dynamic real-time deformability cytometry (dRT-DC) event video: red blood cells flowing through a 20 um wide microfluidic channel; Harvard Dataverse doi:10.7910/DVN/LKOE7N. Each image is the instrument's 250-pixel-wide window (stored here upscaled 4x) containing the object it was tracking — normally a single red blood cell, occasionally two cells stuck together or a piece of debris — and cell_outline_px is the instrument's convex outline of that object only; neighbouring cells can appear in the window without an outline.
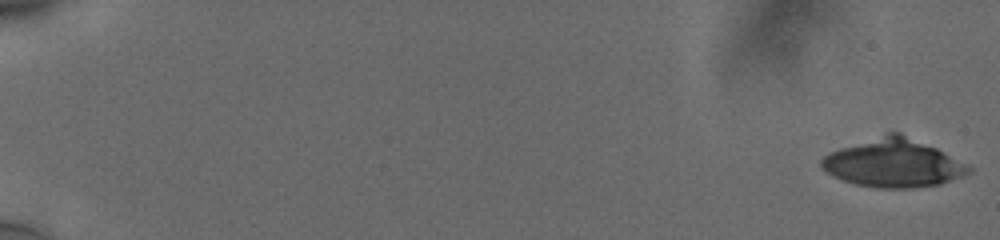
{"species": "human", "species_latin": "Homo sapiens", "temperature_condition": "cold", "stored_images_in_passage": 57, "camera_frame_rate_fps": 3000, "um_per_image_px": 0.085, "donor": {"sex": "male"}, "frame": {"image": 1, "passage_image": 1, "time_ms": 0.0, "image_size_px": [1000, 240], "cell_outline_px": [[972, 172], [964, 176], [940, 184], [912, 188], [872, 188], [840, 180], [832, 176], [820, 164], [820, 160], [824, 156], [840, 148], [888, 132], [900, 132], [936, 148], [968, 164], [972, 168]], "centroid_in_image_um": [75.95, 13.87], "position_along_channel_um": 9.0, "area_um2": 41.38}}
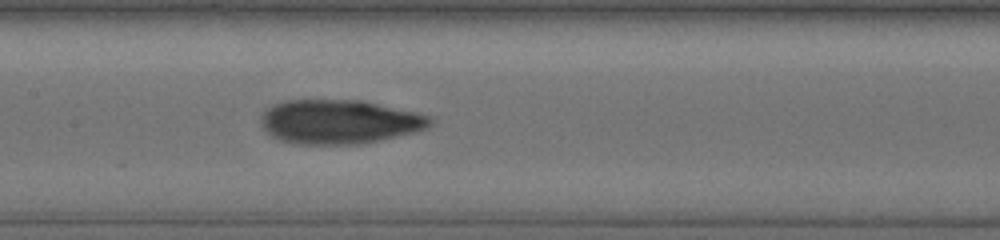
{"frame": {"image": 2, "passage_image": 31, "time_ms": 10.0, "image_size_px": [1000, 240], "cell_outline_px": [[432, 124], [428, 128], [416, 132], [360, 144], [296, 144], [280, 140], [272, 136], [260, 124], [260, 116], [272, 104], [288, 100], [360, 100], [416, 112], [428, 116], [432, 120]], "centroid_in_image_um": [28.83, 10.35], "position_along_channel_um": 178.6, "area_um2": 43.47}}
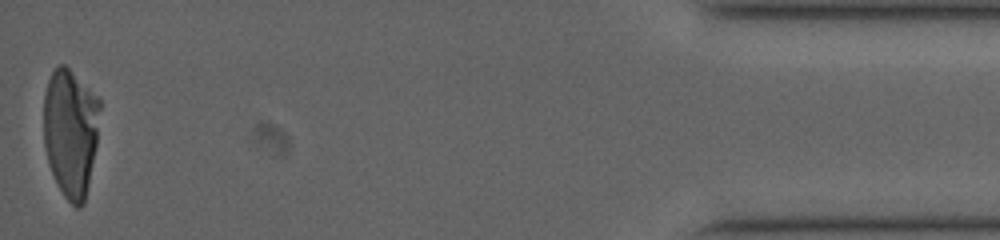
{"frame": {"image": 3, "passage_image": 57, "time_ms": 18.667, "image_size_px": [1000, 240], "cell_outline_px": [[100, 108], [96, 144], [84, 204], [80, 208], [76, 208], [64, 196], [52, 172], [48, 160], [44, 144], [44, 92], [48, 80], [52, 72], [60, 64], [64, 64], [100, 96]], "centroid_in_image_um": [6.01, 11.19], "position_along_channel_um": 429.2, "area_um2": 42.08}, "authors_computed_cell_mechanics": {"area_um2": 42.5986, "velocity_mm_per_s": 3.7769, "shape_relaxation_time_tau1_ms": 6.2243, "shape_relaxation_time_tau2_ms": 1.7229, "deformation_change_tau1": 0.1719, "deformation_change_tau2": 0.0846}}